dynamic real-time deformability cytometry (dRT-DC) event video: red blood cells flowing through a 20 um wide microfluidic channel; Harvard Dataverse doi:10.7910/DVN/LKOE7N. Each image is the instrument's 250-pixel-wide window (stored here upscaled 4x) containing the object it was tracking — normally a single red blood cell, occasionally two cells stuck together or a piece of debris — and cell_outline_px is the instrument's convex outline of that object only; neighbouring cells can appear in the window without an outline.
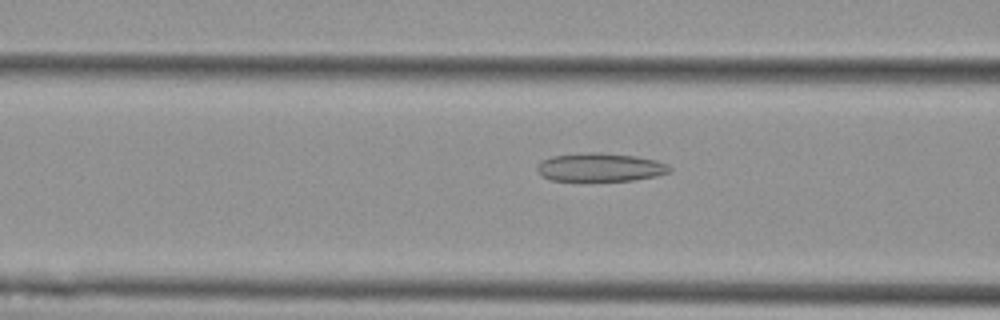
{"species": "Egyptian fruit bat (a non-hibernating species)", "species_latin": "Rousettus aegyptiacus", "temperature_condition": "cold", "stored_images_in_passage": 37, "camera_frame_rate_fps": 3000, "um_per_image_px": 0.085, "animal": {"sex": "female"}, "frame": {"image": 1, "passage_image": 4, "time_ms": 1.0, "image_size_px": [1000, 320], "cell_outline_px": [[672, 172], [656, 176], [632, 180], [584, 184], [552, 180], [540, 176], [536, 168], [540, 160], [552, 156], [584, 152], [600, 152], [636, 156], [656, 160], [668, 164], [672, 168]], "centroid_in_image_um": [50.97, 14.26], "position_along_channel_um": 115.6, "area_um2": 23.24}}
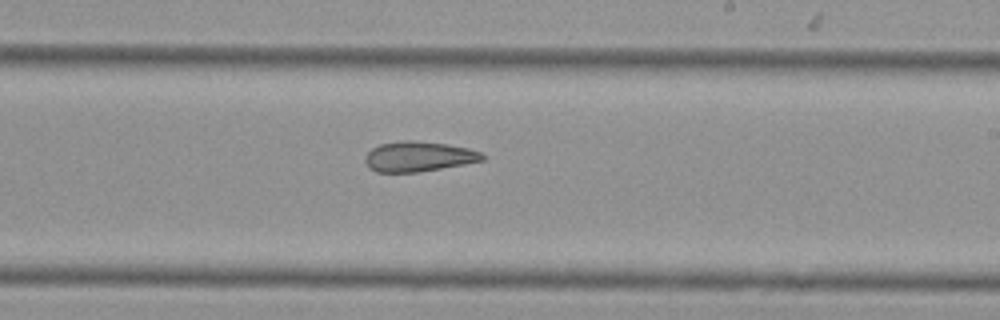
{"frame": {"image": 2, "passage_image": 15, "time_ms": 4.667, "image_size_px": [1000, 320], "cell_outline_px": [[484, 160], [464, 164], [420, 172], [376, 172], [368, 168], [364, 160], [364, 156], [372, 148], [380, 144], [404, 140], [412, 140], [448, 144], [468, 148], [480, 152], [484, 156]], "centroid_in_image_um": [35.54, 13.31], "position_along_channel_um": 253.5, "area_um2": 20.63}}
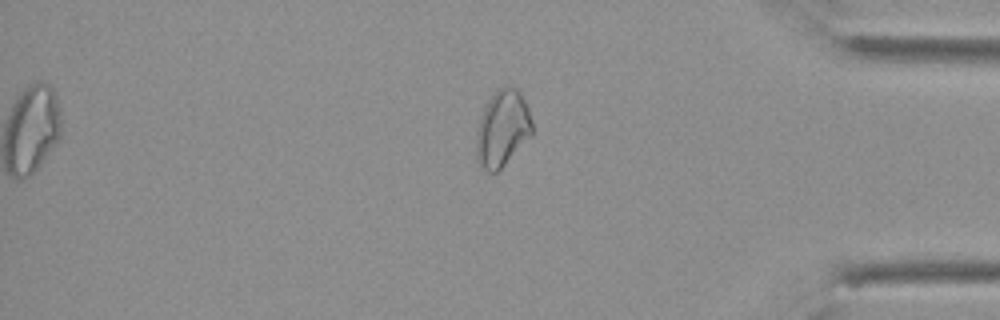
{"frame": {"image": 3, "passage_image": 28, "time_ms": 9.0, "image_size_px": [1000, 320], "cell_outline_px": [[532, 136], [496, 172], [488, 172], [480, 168], [476, 160], [476, 132], [480, 116], [488, 100], [496, 88], [504, 84], [508, 84], [516, 88], [520, 92], [528, 108], [532, 120]], "centroid_in_image_um": [42.69, 10.89], "position_along_channel_um": 392.5, "area_um2": 25.26}}